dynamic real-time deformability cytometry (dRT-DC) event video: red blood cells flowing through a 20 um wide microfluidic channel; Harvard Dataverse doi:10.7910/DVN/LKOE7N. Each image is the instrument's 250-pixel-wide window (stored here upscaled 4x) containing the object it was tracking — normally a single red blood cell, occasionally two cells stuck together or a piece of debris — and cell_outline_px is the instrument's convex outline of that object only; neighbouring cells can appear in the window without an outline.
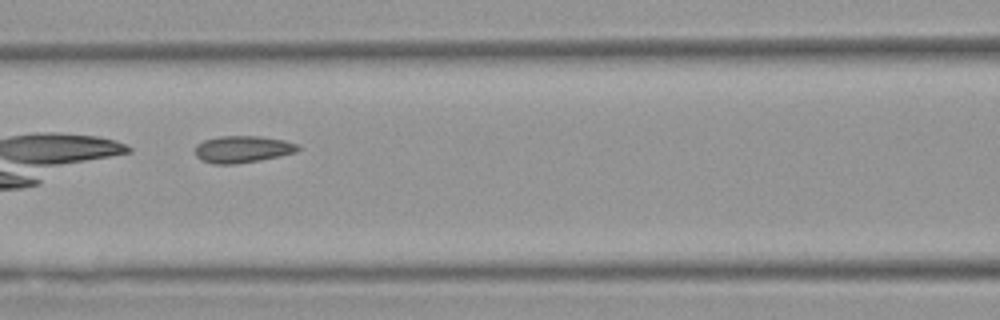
{"species": "Egyptian fruit bat (a non-hibernating species)", "species_latin": "Rousettus aegyptiacus", "temperature_condition": "warm", "stored_images_in_passage": 33, "camera_frame_rate_fps": 3000, "um_per_image_px": 0.085, "animal": {"sex": "female"}, "frame": {"image": 1, "passage_image": 6, "time_ms": 1.667, "image_size_px": [1000, 320], "cell_outline_px": [[300, 148], [296, 152], [280, 156], [232, 164], [212, 164], [200, 160], [196, 156], [196, 144], [204, 140], [220, 136], [260, 136], [284, 140], [300, 144]], "centroid_in_image_um": [20.62, 12.67], "position_along_channel_um": 146.0, "area_um2": 16.13}}
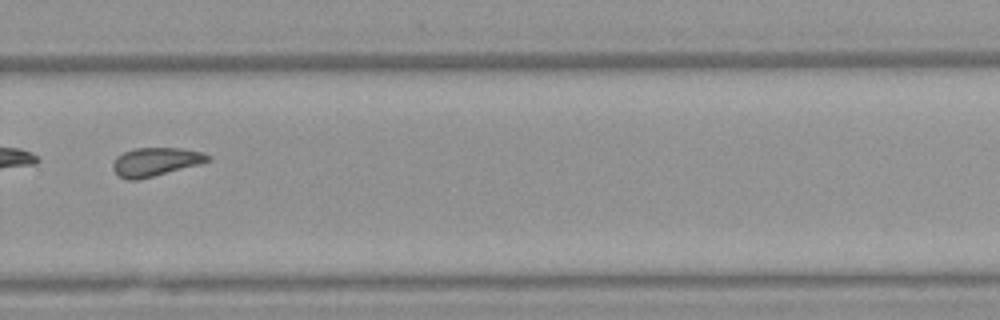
{"frame": {"image": 2, "passage_image": 19, "time_ms": 6.0, "image_size_px": [1000, 320], "cell_outline_px": [[212, 160], [200, 164], [136, 180], [128, 180], [120, 176], [112, 168], [112, 164], [116, 156], [124, 152], [136, 148], [180, 148], [204, 152], [212, 156]], "centroid_in_image_um": [13.26, 13.74], "position_along_channel_um": 316.5, "area_um2": 15.72}}